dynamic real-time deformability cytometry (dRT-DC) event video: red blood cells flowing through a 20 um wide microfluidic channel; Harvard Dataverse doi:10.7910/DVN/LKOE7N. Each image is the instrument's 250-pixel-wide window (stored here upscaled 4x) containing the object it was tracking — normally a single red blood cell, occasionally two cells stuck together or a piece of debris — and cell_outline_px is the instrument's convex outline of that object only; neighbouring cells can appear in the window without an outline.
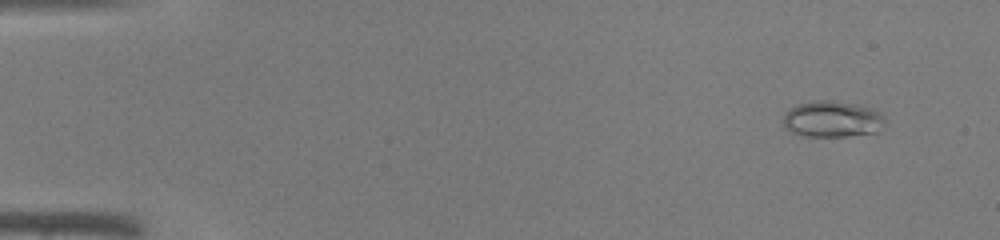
{"species": "common noctule bat (a hibernating species)", "species_latin": "Nyctalus noctula", "temperature_condition": "warm", "stored_images_in_passage": 44, "camera_frame_rate_fps": 3000, "um_per_image_px": 0.085, "animal": {"sex": "male", "body_mass_g": 19.0, "forearm_length_mm": 50.8}, "frame": {"image": 1, "passage_image": 3, "time_ms": 0.667, "image_size_px": [1000, 240], "cell_outline_px": [[884, 120], [876, 132], [848, 136], [800, 136], [784, 128], [784, 112], [796, 104], [816, 100], [832, 100], [860, 104], [884, 112]], "centroid_in_image_um": [70.73, 10.1], "position_along_channel_um": 14.3, "area_um2": 21.79}}
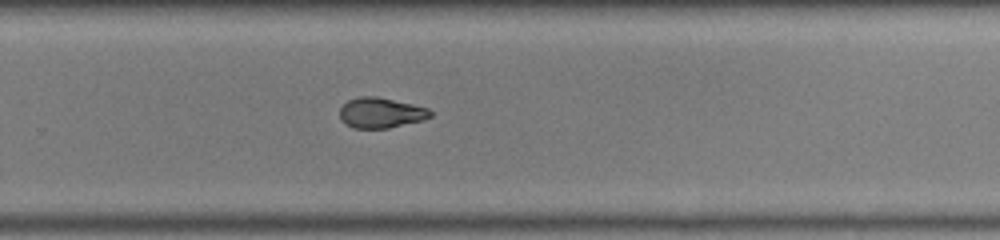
{"frame": {"image": 2, "passage_image": 30, "time_ms": 9.667, "image_size_px": [1000, 240], "cell_outline_px": [[432, 116], [424, 120], [388, 128], [352, 128], [340, 120], [340, 108], [348, 100], [360, 96], [376, 96], [412, 104], [428, 108], [432, 112]], "centroid_in_image_um": [32.37, 9.59], "position_along_channel_um": 297.4, "area_um2": 16.07}}
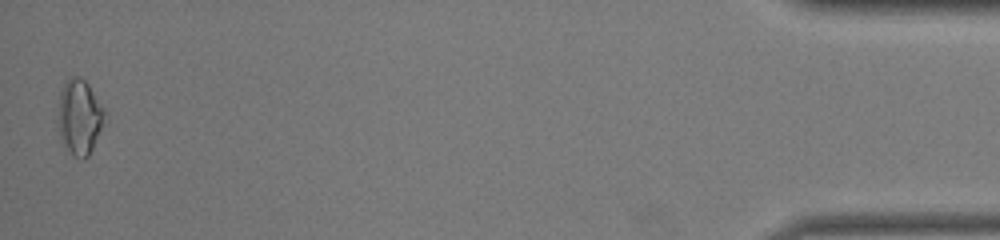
{"frame": {"image": 3, "passage_image": 44, "time_ms": 14.333, "image_size_px": [1000, 240], "cell_outline_px": [[108, 116], [88, 156], [84, 160], [72, 156], [60, 140], [56, 120], [60, 92], [64, 84], [72, 76], [80, 76], [88, 84], [104, 108]], "centroid_in_image_um": [6.74, 9.97], "position_along_channel_um": 428.5, "area_um2": 20.92}}